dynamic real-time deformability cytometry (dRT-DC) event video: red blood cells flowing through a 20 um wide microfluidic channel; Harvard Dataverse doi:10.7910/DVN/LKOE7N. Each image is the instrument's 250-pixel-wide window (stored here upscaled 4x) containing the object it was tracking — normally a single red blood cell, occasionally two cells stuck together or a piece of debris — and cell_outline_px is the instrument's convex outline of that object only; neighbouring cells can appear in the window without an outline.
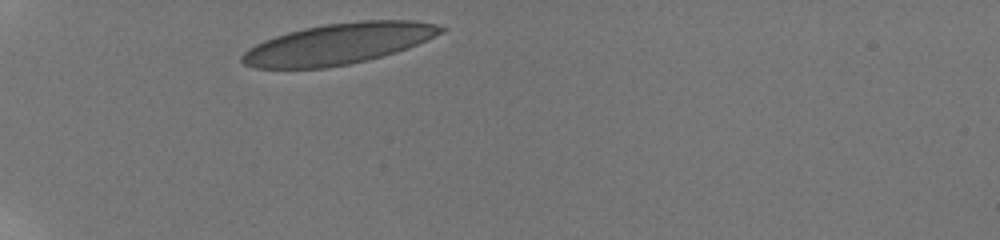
{"species": "human", "species_latin": "Homo sapiens", "temperature_condition": "room temperature", "stored_images_in_passage": 29, "camera_frame_rate_fps": 3000, "um_per_image_px": 0.085, "donor": {"sex": "male"}, "frame": {"image": 1, "passage_image": 1, "time_ms": 0.0, "image_size_px": [1000, 240], "cell_outline_px": [[448, 28], [444, 32], [408, 48], [396, 52], [368, 60], [328, 68], [256, 68], [244, 64], [240, 60], [240, 56], [248, 48], [264, 40], [288, 32], [304, 28], [324, 24], [360, 20], [412, 20], [436, 24]], "centroid_in_image_um": [28.78, 3.72], "position_along_channel_um": 56.2, "area_um2": 47.45}}
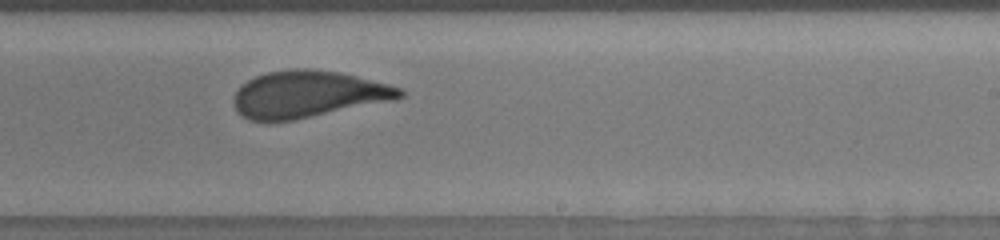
{"frame": {"image": 2, "passage_image": 17, "time_ms": 6.333, "image_size_px": [1000, 240], "cell_outline_px": [[404, 96], [396, 100], [292, 120], [248, 120], [240, 116], [236, 112], [232, 104], [232, 100], [236, 92], [248, 80], [256, 76], [268, 72], [292, 68], [308, 68], [336, 72], [356, 76], [404, 88]], "centroid_in_image_um": [26.18, 8.01], "position_along_channel_um": 262.8, "area_um2": 45.26}}
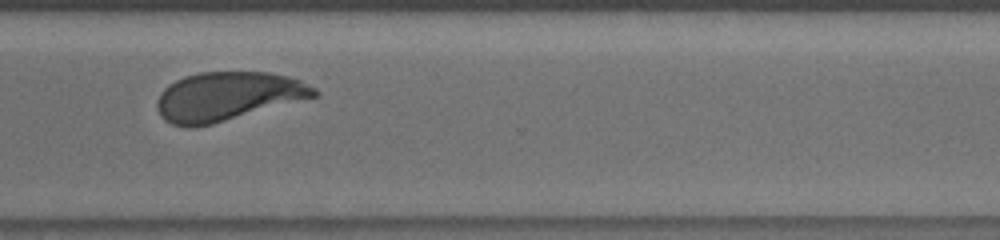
{"frame": {"image": 3, "passage_image": 24, "time_ms": 8.667, "image_size_px": [1000, 240], "cell_outline_px": [[320, 92], [316, 96], [212, 124], [192, 128], [188, 128], [172, 124], [164, 120], [160, 116], [156, 108], [156, 104], [160, 92], [168, 84], [184, 76], [200, 72], [268, 72], [288, 76], [300, 80], [316, 88]], "centroid_in_image_um": [19.3, 8.19], "position_along_channel_um": 351.3, "area_um2": 44.68}, "authors_computed_cell_mechanics": {"area_um2": 45.7198, "velocity_mm_per_s": 3.7794, "shape_relaxation_time_tau1_ms": 3.6347, "shape_relaxation_time_tau2_ms": null, "deformation_change_tau1": 0.1432, "deformation_change_tau2": null}}